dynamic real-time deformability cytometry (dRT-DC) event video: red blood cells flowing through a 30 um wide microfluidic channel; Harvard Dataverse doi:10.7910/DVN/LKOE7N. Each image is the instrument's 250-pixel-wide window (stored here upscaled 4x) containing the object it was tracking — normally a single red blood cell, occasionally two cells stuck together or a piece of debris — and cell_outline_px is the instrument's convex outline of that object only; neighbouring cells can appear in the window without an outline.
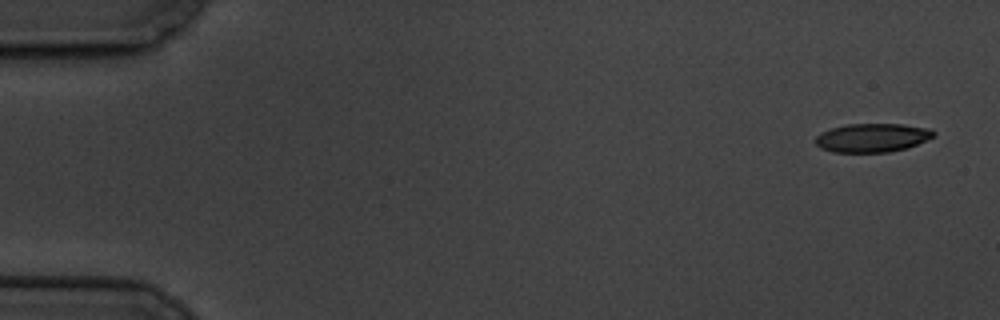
{"species": "common noctule bat (a hibernating species)", "species_latin": "Nyctalus noctula", "temperature_condition": "cold", "stored_images_in_passage": 5, "camera_frame_rate_fps": 3000, "um_per_image_px": 0.085, "animal": {"sex": "male", "body_mass_g": 19.5, "forearm_length_mm": 54.6}, "frame": {"image": 1, "passage_image": 1, "time_ms": 0.0, "image_size_px": [1000, 320], "cell_outline_px": [[936, 136], [908, 148], [888, 152], [832, 152], [820, 148], [816, 144], [816, 136], [820, 132], [832, 128], [848, 124], [904, 124], [928, 128], [936, 132]], "centroid_in_image_um": [74.16, 11.71], "position_along_channel_um": 10.8, "area_um2": 19.88}}
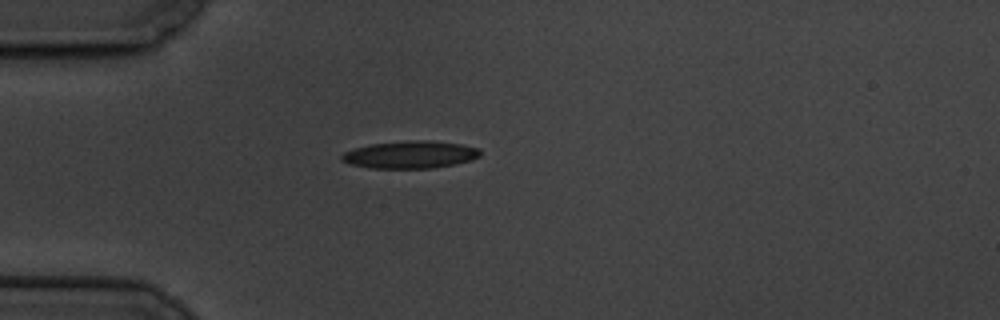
{"frame": {"image": 2, "passage_image": 5, "time_ms": 4.667, "image_size_px": [1000, 320], "cell_outline_px": [[480, 156], [472, 160], [456, 164], [432, 168], [372, 168], [352, 164], [340, 160], [340, 156], [344, 152], [352, 148], [372, 144], [408, 140], [428, 140], [464, 144], [480, 148]], "centroid_in_image_um": [34.9, 13.13], "position_along_channel_um": 50.1, "area_um2": 22.31}}